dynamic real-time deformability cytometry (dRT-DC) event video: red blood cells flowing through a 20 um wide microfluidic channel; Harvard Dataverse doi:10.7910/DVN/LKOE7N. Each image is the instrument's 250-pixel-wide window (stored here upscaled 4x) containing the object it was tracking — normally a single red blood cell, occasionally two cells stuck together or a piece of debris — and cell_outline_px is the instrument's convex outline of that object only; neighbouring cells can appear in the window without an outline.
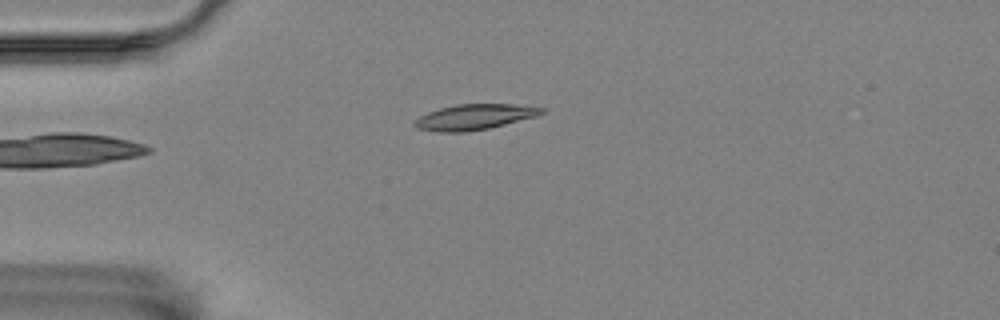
{"species": "Egyptian fruit bat (a non-hibernating species)", "species_latin": "Rousettus aegyptiacus", "temperature_condition": "room temperature", "stored_images_in_passage": 4, "camera_frame_rate_fps": 3000, "um_per_image_px": 0.085, "animal": {"sex": "female"}, "frame": {"image": 1, "passage_image": 4, "time_ms": 1.0, "image_size_px": [1000, 320], "cell_outline_px": [[544, 112], [536, 116], [488, 128], [464, 132], [436, 132], [416, 128], [412, 124], [420, 116], [428, 112], [440, 108], [456, 104], [512, 104], [544, 108]], "centroid_in_image_um": [40.27, 9.94], "position_along_channel_um": 44.7, "area_um2": 18.67}}